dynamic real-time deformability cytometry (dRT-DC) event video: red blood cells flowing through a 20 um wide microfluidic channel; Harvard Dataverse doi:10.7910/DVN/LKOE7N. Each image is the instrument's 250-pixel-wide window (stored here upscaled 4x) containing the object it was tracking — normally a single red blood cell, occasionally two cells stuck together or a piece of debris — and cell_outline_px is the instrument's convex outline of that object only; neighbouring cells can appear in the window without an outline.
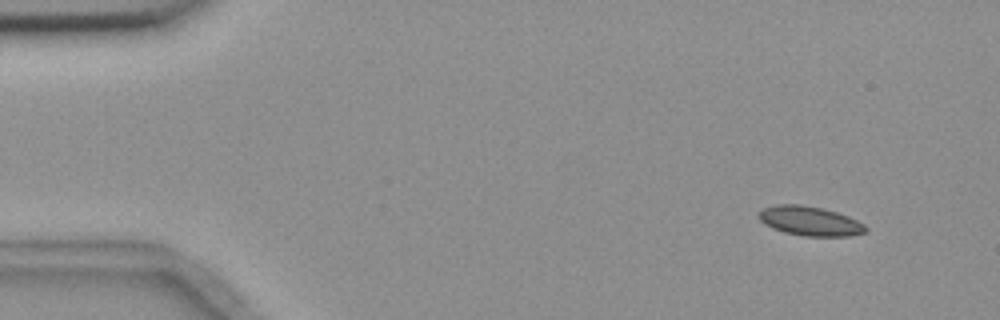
{"species": "common noctule bat (a hibernating species)", "species_latin": "Nyctalus noctula", "temperature_condition": "room temperature", "stored_images_in_passage": 4, "camera_frame_rate_fps": 3000, "um_per_image_px": 0.085, "animal": {"sex": "female", "body_mass_g": 18.4}, "frame": {"image": 1, "passage_image": 2, "time_ms": 1.333, "image_size_px": [1000, 320], "cell_outline_px": [[868, 228], [864, 232], [848, 236], [804, 236], [784, 232], [772, 228], [764, 224], [760, 220], [760, 212], [764, 208], [776, 204], [800, 204], [824, 208], [848, 216], [864, 224]], "centroid_in_image_um": [68.84, 18.78], "position_along_channel_um": 16.2, "area_um2": 18.21}}
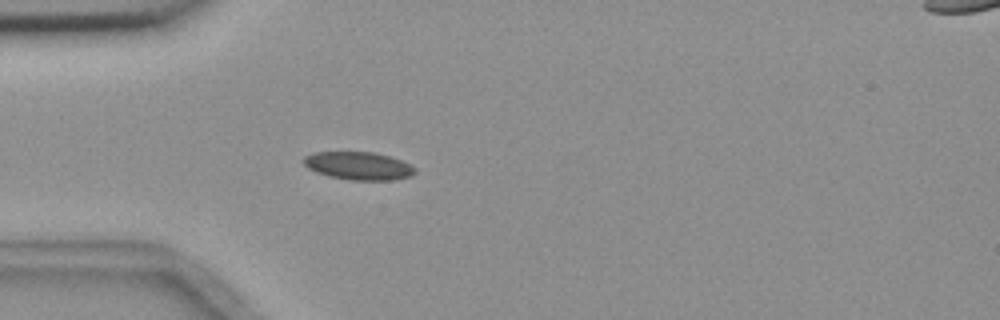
{"frame": {"image": 2, "passage_image": 4, "time_ms": 5.0, "image_size_px": [1000, 320], "cell_outline_px": [[416, 172], [412, 176], [392, 180], [352, 180], [328, 176], [316, 172], [308, 168], [300, 160], [304, 156], [316, 152], [376, 152], [400, 160], [416, 168]], "centroid_in_image_um": [30.45, 14.09], "position_along_channel_um": 54.5, "area_um2": 18.21}}